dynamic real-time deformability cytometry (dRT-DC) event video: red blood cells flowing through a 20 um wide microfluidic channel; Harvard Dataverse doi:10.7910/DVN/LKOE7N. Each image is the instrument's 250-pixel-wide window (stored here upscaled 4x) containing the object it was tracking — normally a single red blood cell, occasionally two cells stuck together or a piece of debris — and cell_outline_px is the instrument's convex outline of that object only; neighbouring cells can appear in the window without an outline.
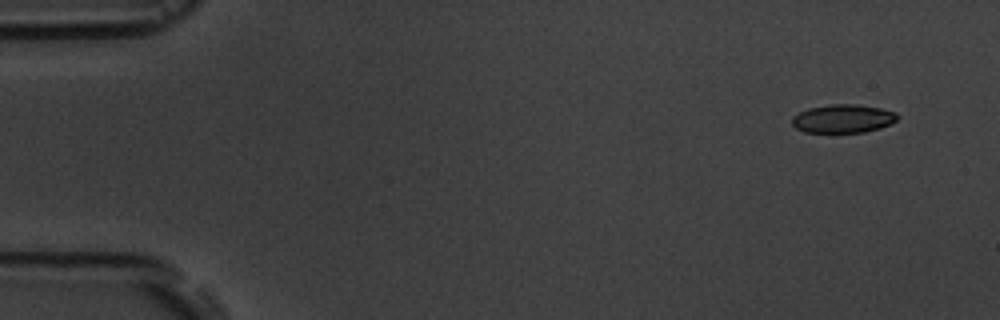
{"species": "common noctule bat (a hibernating species)", "species_latin": "Nyctalus noctula", "temperature_condition": "room temperature", "stored_images_in_passage": 6, "camera_frame_rate_fps": 3000, "um_per_image_px": 0.085, "animal": {"sex": "male", "body_mass_g": 19.5, "forearm_length_mm": 54.6}, "frame": {"image": 1, "passage_image": 1, "time_ms": 0.0, "image_size_px": [1000, 320], "cell_outline_px": [[900, 116], [896, 120], [880, 128], [864, 132], [804, 132], [796, 128], [792, 124], [792, 116], [808, 108], [832, 104], [856, 104], [880, 108], [896, 112]], "centroid_in_image_um": [71.65, 10.08], "position_along_channel_um": 13.3, "area_um2": 17.4}}
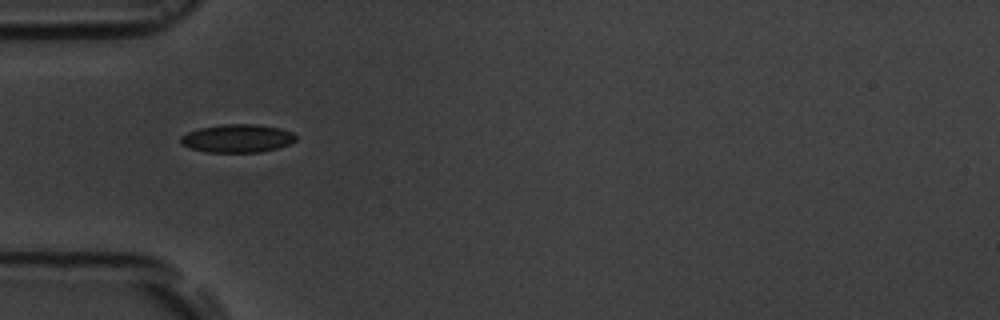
{"frame": {"image": 2, "passage_image": 5, "time_ms": 4.667, "image_size_px": [1000, 320], "cell_outline_px": [[296, 140], [288, 144], [276, 148], [260, 152], [208, 152], [192, 148], [180, 144], [180, 136], [188, 132], [200, 128], [224, 124], [256, 124], [280, 128], [292, 132], [296, 136]], "centroid_in_image_um": [20.17, 11.75], "position_along_channel_um": 64.8, "area_um2": 18.79}}
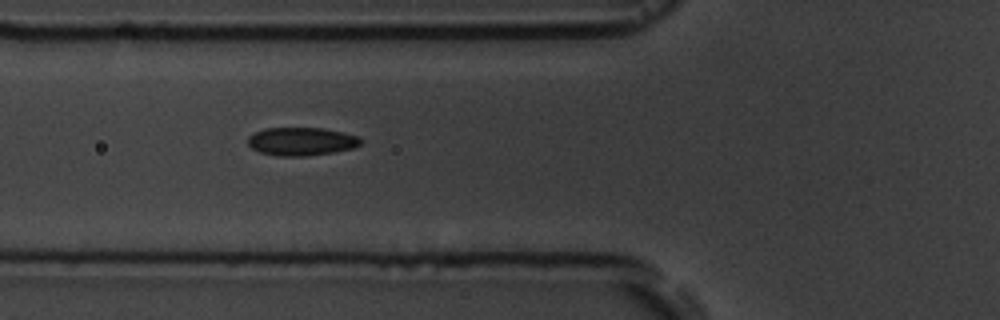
{"frame": {"image": 3, "passage_image": 6, "time_ms": 5.667, "image_size_px": [1000, 320], "cell_outline_px": [[364, 140], [360, 144], [352, 148], [332, 152], [308, 156], [276, 156], [260, 152], [252, 148], [248, 144], [248, 136], [264, 128], [324, 128], [344, 132], [360, 136]], "centroid_in_image_um": [25.64, 12.02], "position_along_channel_um": 100.2, "area_um2": 18.67}}